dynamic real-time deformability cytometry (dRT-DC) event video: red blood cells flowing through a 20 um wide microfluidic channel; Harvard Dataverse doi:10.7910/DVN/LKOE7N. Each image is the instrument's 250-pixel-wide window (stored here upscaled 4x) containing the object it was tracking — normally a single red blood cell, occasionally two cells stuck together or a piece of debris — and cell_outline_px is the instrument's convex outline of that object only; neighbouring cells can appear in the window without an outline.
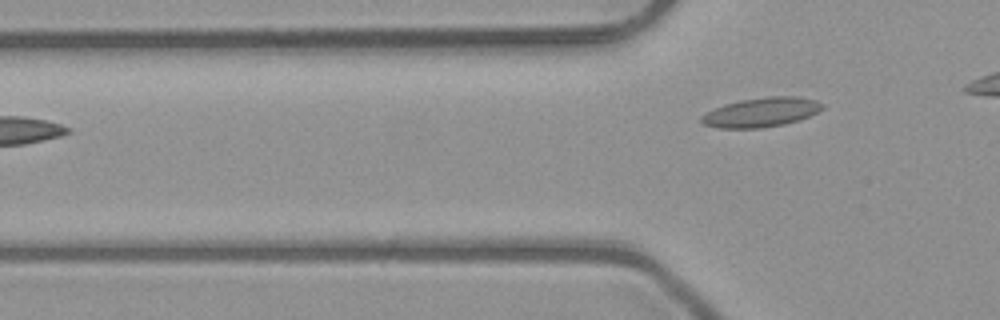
{"species": "common noctule bat (a hibernating species)", "species_latin": "Nyctalus noctula", "temperature_condition": "room temperature", "stored_images_in_passage": 2, "camera_frame_rate_fps": 3000, "um_per_image_px": 0.085, "animal": {"sex": "male", "body_mass_g": 23.1, "forearm_length_mm": 52.7}, "frame": {"image": 1, "passage_image": 2, "time_ms": 0.333, "image_size_px": [1000, 320], "cell_outline_px": [[824, 108], [808, 116], [784, 124], [760, 128], [720, 128], [704, 124], [700, 120], [700, 116], [724, 104], [740, 100], [764, 96], [800, 96], [816, 100], [824, 104]], "centroid_in_image_um": [64.72, 9.53], "position_along_channel_um": 61.1, "area_um2": 20.63}}